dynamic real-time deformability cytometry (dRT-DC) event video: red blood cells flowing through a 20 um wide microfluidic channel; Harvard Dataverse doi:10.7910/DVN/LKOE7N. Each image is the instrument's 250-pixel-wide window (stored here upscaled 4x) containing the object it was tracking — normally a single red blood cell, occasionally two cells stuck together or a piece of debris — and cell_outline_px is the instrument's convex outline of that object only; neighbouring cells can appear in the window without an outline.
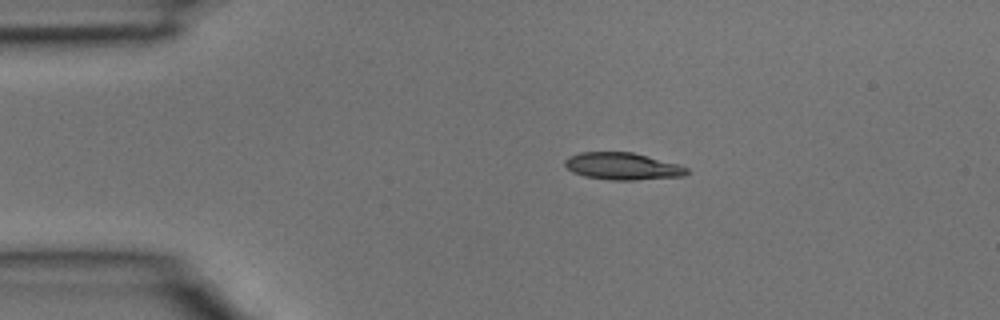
{"species": "common noctule bat (a hibernating species)", "species_latin": "Nyctalus noctula", "temperature_condition": "room temperature", "stored_images_in_passage": 2, "camera_frame_rate_fps": 3000, "um_per_image_px": 0.085, "animal": {"sex": "male", "body_mass_g": 15.6}, "frame": {"image": 1, "passage_image": 1, "time_ms": 0.0, "image_size_px": [1000, 320], "cell_outline_px": [[688, 172], [684, 176], [636, 180], [612, 180], [584, 176], [572, 172], [564, 164], [564, 160], [568, 156], [580, 152], [632, 152], [680, 164], [688, 168]], "centroid_in_image_um": [52.92, 14.13], "position_along_channel_um": 32.1, "area_um2": 19.36}}